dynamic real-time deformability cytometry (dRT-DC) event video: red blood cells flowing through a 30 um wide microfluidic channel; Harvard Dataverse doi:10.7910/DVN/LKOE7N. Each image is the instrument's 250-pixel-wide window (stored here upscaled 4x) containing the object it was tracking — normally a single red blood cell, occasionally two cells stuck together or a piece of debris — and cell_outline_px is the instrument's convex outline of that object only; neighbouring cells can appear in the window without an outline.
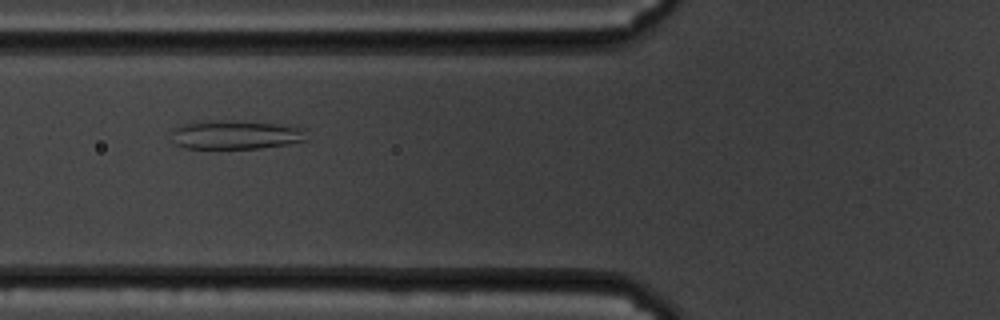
{"species": "common noctule bat (a hibernating species)", "species_latin": "Nyctalus noctula", "temperature_condition": "cold", "stored_images_in_passage": 56, "camera_frame_rate_fps": 3000, "um_per_image_px": 0.085, "animal": {"sex": "male", "body_mass_g": 19.5, "forearm_length_mm": 54.6}, "frame": {"image": 1, "passage_image": 19, "time_ms": 6.0, "image_size_px": [1000, 320], "cell_outline_px": [[304, 140], [288, 144], [260, 148], [184, 148], [176, 144], [172, 140], [172, 128], [180, 124], [196, 120], [224, 120], [276, 124], [296, 128], [300, 132]], "centroid_in_image_um": [19.81, 11.45], "position_along_channel_um": 106.0, "area_um2": 22.37}}
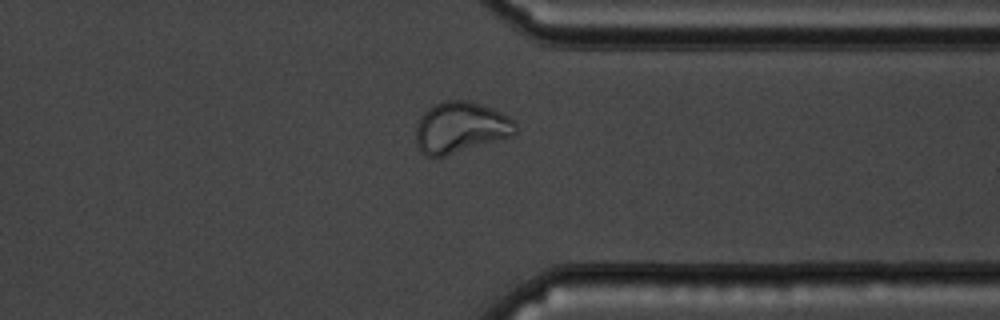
{"frame": {"image": 2, "passage_image": 43, "time_ms": 14.0, "image_size_px": [1000, 320], "cell_outline_px": [[516, 132], [512, 136], [436, 160], [420, 152], [416, 144], [416, 128], [420, 116], [428, 108], [444, 100], [468, 100], [492, 108], [516, 120]], "centroid_in_image_um": [39.13, 10.87], "position_along_channel_um": 372.3, "area_um2": 30.29}}
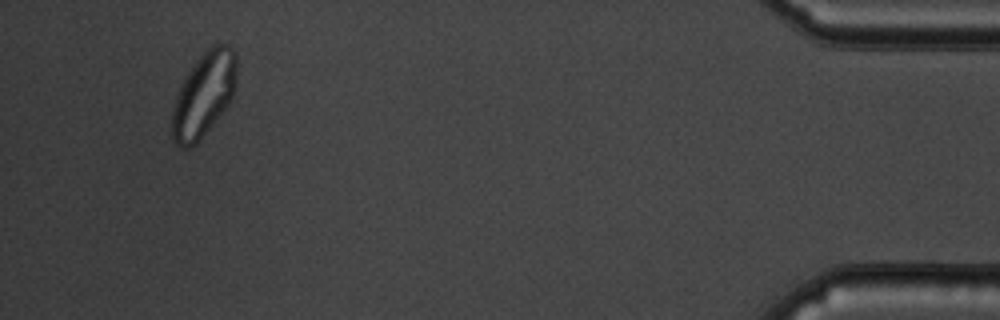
{"frame": {"image": 3, "passage_image": 53, "time_ms": 17.333, "image_size_px": [1000, 320], "cell_outline_px": [[236, 88], [232, 100], [216, 120], [196, 144], [192, 148], [184, 148], [176, 144], [172, 136], [172, 108], [180, 84], [184, 76], [196, 60], [212, 44], [228, 44], [236, 52]], "centroid_in_image_um": [17.33, 8.03], "position_along_channel_um": 417.9, "area_um2": 32.14}, "authors_computed_cell_mechanics": {"area_um2": 29.1601, "velocity_mm_per_s": 3.3485, "shape_relaxation_time_tau1_ms": null, "shape_relaxation_time_tau2_ms": 1.3403, "deformation_change_tau1": null, "deformation_change_tau2": 0.0716}}